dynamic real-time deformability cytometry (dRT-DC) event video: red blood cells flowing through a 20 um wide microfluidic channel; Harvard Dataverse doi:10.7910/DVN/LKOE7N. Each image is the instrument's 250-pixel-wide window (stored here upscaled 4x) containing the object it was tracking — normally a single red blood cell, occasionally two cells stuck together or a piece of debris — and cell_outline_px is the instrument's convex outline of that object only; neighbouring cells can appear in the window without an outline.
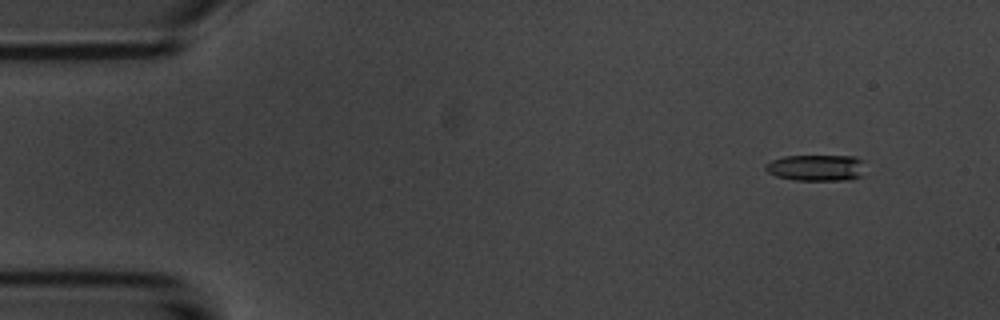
{"species": "common noctule bat (a hibernating species)", "species_latin": "Nyctalus noctula", "temperature_condition": "room temperature", "stored_images_in_passage": 55, "camera_frame_rate_fps": 3000, "um_per_image_px": 0.085, "animal": {"sex": "male", "body_mass_g": 20.1, "forearm_length_mm": 53.5}, "frame": {"image": 1, "passage_image": 5, "time_ms": 1.333, "image_size_px": [1000, 320], "cell_outline_px": [[864, 176], [852, 180], [796, 180], [776, 176], [768, 172], [764, 168], [764, 164], [772, 160], [784, 156], [856, 156], [864, 160]], "centroid_in_image_um": [69.45, 14.26], "position_along_channel_um": 15.6, "area_um2": 15.61}}
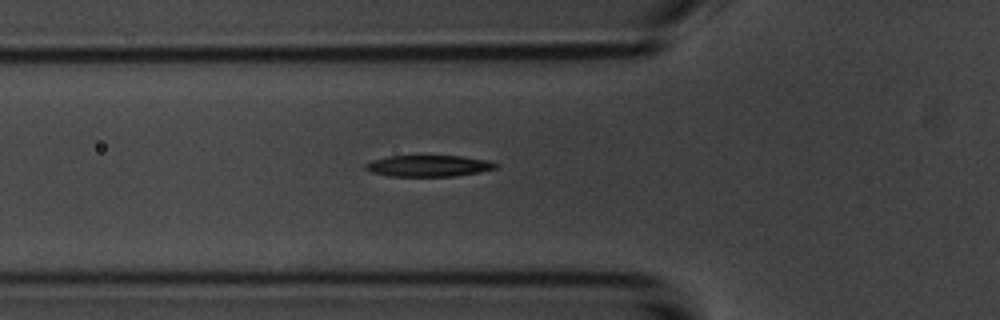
{"frame": {"image": 2, "passage_image": 19, "time_ms": 6.0, "image_size_px": [1000, 320], "cell_outline_px": [[500, 164], [496, 168], [480, 172], [456, 176], [388, 176], [372, 172], [364, 168], [364, 164], [372, 160], [388, 156], [460, 156], [488, 160]], "centroid_in_image_um": [36.44, 14.1], "position_along_channel_um": 89.4, "area_um2": 16.24}}
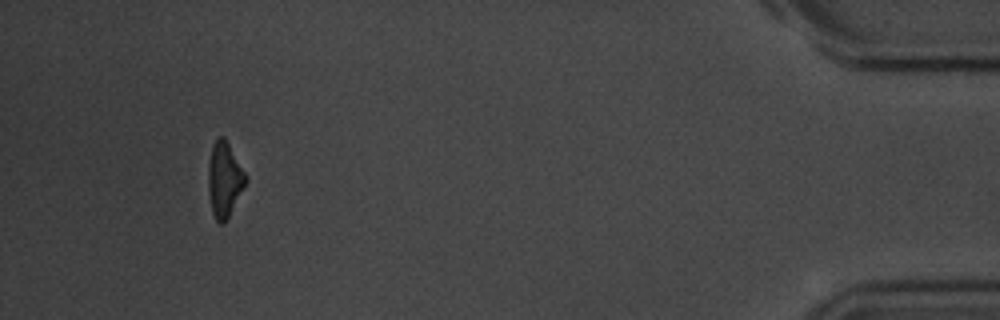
{"frame": {"image": 3, "passage_image": 51, "time_ms": 16.667, "image_size_px": [1000, 320], "cell_outline_px": [[248, 180], [228, 220], [224, 224], [220, 224], [216, 220], [212, 212], [208, 188], [208, 164], [212, 144], [216, 136], [224, 136], [248, 176]], "centroid_in_image_um": [19.09, 15.26], "position_along_channel_um": 416.1, "area_um2": 16.82}, "authors_computed_cell_mechanics": {"area_um2": 16.5886, "velocity_mm_per_s": 3.7066, "shape_relaxation_time_tau1_ms": 3.5817, "shape_relaxation_time_tau2_ms": 4.309, "deformation_change_tau1": 0.1623, "deformation_change_tau2": 0.1451}}